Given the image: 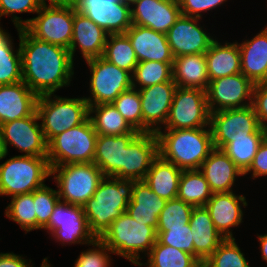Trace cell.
Returning <instances> with one entry per match:
<instances>
[{"label":"cell","mask_w":267,"mask_h":267,"mask_svg":"<svg viewBox=\"0 0 267 267\" xmlns=\"http://www.w3.org/2000/svg\"><path fill=\"white\" fill-rule=\"evenodd\" d=\"M105 176L95 163H68L51 168L59 199L69 204L83 206L96 192Z\"/></svg>","instance_id":"obj_7"},{"label":"cell","mask_w":267,"mask_h":267,"mask_svg":"<svg viewBox=\"0 0 267 267\" xmlns=\"http://www.w3.org/2000/svg\"><path fill=\"white\" fill-rule=\"evenodd\" d=\"M241 73L254 84L267 81V26L238 42Z\"/></svg>","instance_id":"obj_26"},{"label":"cell","mask_w":267,"mask_h":267,"mask_svg":"<svg viewBox=\"0 0 267 267\" xmlns=\"http://www.w3.org/2000/svg\"><path fill=\"white\" fill-rule=\"evenodd\" d=\"M21 81L22 57L19 43H14L12 34L7 28L2 27L0 29V85H11Z\"/></svg>","instance_id":"obj_33"},{"label":"cell","mask_w":267,"mask_h":267,"mask_svg":"<svg viewBox=\"0 0 267 267\" xmlns=\"http://www.w3.org/2000/svg\"><path fill=\"white\" fill-rule=\"evenodd\" d=\"M112 104L134 130L142 133V110L138 89L132 87L122 92Z\"/></svg>","instance_id":"obj_43"},{"label":"cell","mask_w":267,"mask_h":267,"mask_svg":"<svg viewBox=\"0 0 267 267\" xmlns=\"http://www.w3.org/2000/svg\"><path fill=\"white\" fill-rule=\"evenodd\" d=\"M3 23L2 22H0V29L3 27V25H2Z\"/></svg>","instance_id":"obj_58"},{"label":"cell","mask_w":267,"mask_h":267,"mask_svg":"<svg viewBox=\"0 0 267 267\" xmlns=\"http://www.w3.org/2000/svg\"><path fill=\"white\" fill-rule=\"evenodd\" d=\"M124 34L129 38L138 62L157 61L173 63L174 57L171 53L166 34L134 24Z\"/></svg>","instance_id":"obj_24"},{"label":"cell","mask_w":267,"mask_h":267,"mask_svg":"<svg viewBox=\"0 0 267 267\" xmlns=\"http://www.w3.org/2000/svg\"><path fill=\"white\" fill-rule=\"evenodd\" d=\"M194 206L179 198L167 200L158 217L156 231H167L169 228L182 227L190 221Z\"/></svg>","instance_id":"obj_42"},{"label":"cell","mask_w":267,"mask_h":267,"mask_svg":"<svg viewBox=\"0 0 267 267\" xmlns=\"http://www.w3.org/2000/svg\"><path fill=\"white\" fill-rule=\"evenodd\" d=\"M89 118L98 135H124L138 132L128 124L112 103L89 106Z\"/></svg>","instance_id":"obj_34"},{"label":"cell","mask_w":267,"mask_h":267,"mask_svg":"<svg viewBox=\"0 0 267 267\" xmlns=\"http://www.w3.org/2000/svg\"><path fill=\"white\" fill-rule=\"evenodd\" d=\"M252 106L260 126L264 128L267 125V81L255 84Z\"/></svg>","instance_id":"obj_49"},{"label":"cell","mask_w":267,"mask_h":267,"mask_svg":"<svg viewBox=\"0 0 267 267\" xmlns=\"http://www.w3.org/2000/svg\"><path fill=\"white\" fill-rule=\"evenodd\" d=\"M44 4L49 5H73L75 6L77 0H43Z\"/></svg>","instance_id":"obj_53"},{"label":"cell","mask_w":267,"mask_h":267,"mask_svg":"<svg viewBox=\"0 0 267 267\" xmlns=\"http://www.w3.org/2000/svg\"><path fill=\"white\" fill-rule=\"evenodd\" d=\"M158 153L182 171L200 169L214 149L211 128L160 129Z\"/></svg>","instance_id":"obj_2"},{"label":"cell","mask_w":267,"mask_h":267,"mask_svg":"<svg viewBox=\"0 0 267 267\" xmlns=\"http://www.w3.org/2000/svg\"><path fill=\"white\" fill-rule=\"evenodd\" d=\"M156 233L160 244L175 247L194 256L193 230L190 229L189 223L182 227L169 228L167 231H156Z\"/></svg>","instance_id":"obj_47"},{"label":"cell","mask_w":267,"mask_h":267,"mask_svg":"<svg viewBox=\"0 0 267 267\" xmlns=\"http://www.w3.org/2000/svg\"><path fill=\"white\" fill-rule=\"evenodd\" d=\"M48 258H50V257L47 256V257L43 258L40 267H53V265L51 264V262H50V260Z\"/></svg>","instance_id":"obj_55"},{"label":"cell","mask_w":267,"mask_h":267,"mask_svg":"<svg viewBox=\"0 0 267 267\" xmlns=\"http://www.w3.org/2000/svg\"><path fill=\"white\" fill-rule=\"evenodd\" d=\"M87 247L77 255L72 267H113L114 254L100 239L97 238Z\"/></svg>","instance_id":"obj_45"},{"label":"cell","mask_w":267,"mask_h":267,"mask_svg":"<svg viewBox=\"0 0 267 267\" xmlns=\"http://www.w3.org/2000/svg\"><path fill=\"white\" fill-rule=\"evenodd\" d=\"M246 196L238 188L228 193H213L205 205L214 226L225 239H236L233 230L244 223V208H248Z\"/></svg>","instance_id":"obj_17"},{"label":"cell","mask_w":267,"mask_h":267,"mask_svg":"<svg viewBox=\"0 0 267 267\" xmlns=\"http://www.w3.org/2000/svg\"><path fill=\"white\" fill-rule=\"evenodd\" d=\"M111 252L138 266L157 241L156 229L124 212L99 238Z\"/></svg>","instance_id":"obj_4"},{"label":"cell","mask_w":267,"mask_h":267,"mask_svg":"<svg viewBox=\"0 0 267 267\" xmlns=\"http://www.w3.org/2000/svg\"><path fill=\"white\" fill-rule=\"evenodd\" d=\"M59 200L57 189L51 188L47 184L34 191L37 230L43 229L48 224L53 209Z\"/></svg>","instance_id":"obj_46"},{"label":"cell","mask_w":267,"mask_h":267,"mask_svg":"<svg viewBox=\"0 0 267 267\" xmlns=\"http://www.w3.org/2000/svg\"><path fill=\"white\" fill-rule=\"evenodd\" d=\"M167 200L155 194L144 180L134 181L126 212L137 222L157 229L158 217Z\"/></svg>","instance_id":"obj_30"},{"label":"cell","mask_w":267,"mask_h":267,"mask_svg":"<svg viewBox=\"0 0 267 267\" xmlns=\"http://www.w3.org/2000/svg\"><path fill=\"white\" fill-rule=\"evenodd\" d=\"M228 0H180L179 5L182 15L205 19L207 14L219 11V7L228 5ZM215 10V11H213ZM210 12V13H209ZM206 13V14H205ZM205 15V16H204Z\"/></svg>","instance_id":"obj_48"},{"label":"cell","mask_w":267,"mask_h":267,"mask_svg":"<svg viewBox=\"0 0 267 267\" xmlns=\"http://www.w3.org/2000/svg\"><path fill=\"white\" fill-rule=\"evenodd\" d=\"M139 134L98 135L96 139L95 163L104 176L116 177L125 167V148Z\"/></svg>","instance_id":"obj_25"},{"label":"cell","mask_w":267,"mask_h":267,"mask_svg":"<svg viewBox=\"0 0 267 267\" xmlns=\"http://www.w3.org/2000/svg\"><path fill=\"white\" fill-rule=\"evenodd\" d=\"M212 194L207 180L199 169L182 171L177 198L198 207L205 206Z\"/></svg>","instance_id":"obj_36"},{"label":"cell","mask_w":267,"mask_h":267,"mask_svg":"<svg viewBox=\"0 0 267 267\" xmlns=\"http://www.w3.org/2000/svg\"><path fill=\"white\" fill-rule=\"evenodd\" d=\"M147 258V259H146ZM146 261V262H145ZM202 267L193 255L175 247L155 242L145 259L137 267Z\"/></svg>","instance_id":"obj_35"},{"label":"cell","mask_w":267,"mask_h":267,"mask_svg":"<svg viewBox=\"0 0 267 267\" xmlns=\"http://www.w3.org/2000/svg\"><path fill=\"white\" fill-rule=\"evenodd\" d=\"M217 37L205 53L209 82L214 79L241 73L240 50L237 40ZM223 40V41H222Z\"/></svg>","instance_id":"obj_29"},{"label":"cell","mask_w":267,"mask_h":267,"mask_svg":"<svg viewBox=\"0 0 267 267\" xmlns=\"http://www.w3.org/2000/svg\"><path fill=\"white\" fill-rule=\"evenodd\" d=\"M237 239H224L217 249L203 262L202 267H252Z\"/></svg>","instance_id":"obj_40"},{"label":"cell","mask_w":267,"mask_h":267,"mask_svg":"<svg viewBox=\"0 0 267 267\" xmlns=\"http://www.w3.org/2000/svg\"><path fill=\"white\" fill-rule=\"evenodd\" d=\"M107 37L108 33L102 27L77 11L74 6L73 35L69 47L74 61L79 57L77 54H80L81 61L102 57Z\"/></svg>","instance_id":"obj_20"},{"label":"cell","mask_w":267,"mask_h":267,"mask_svg":"<svg viewBox=\"0 0 267 267\" xmlns=\"http://www.w3.org/2000/svg\"><path fill=\"white\" fill-rule=\"evenodd\" d=\"M38 97L23 81L0 85V125L32 115Z\"/></svg>","instance_id":"obj_27"},{"label":"cell","mask_w":267,"mask_h":267,"mask_svg":"<svg viewBox=\"0 0 267 267\" xmlns=\"http://www.w3.org/2000/svg\"><path fill=\"white\" fill-rule=\"evenodd\" d=\"M210 128L217 149H222L232 138L265 137L252 105L210 113Z\"/></svg>","instance_id":"obj_12"},{"label":"cell","mask_w":267,"mask_h":267,"mask_svg":"<svg viewBox=\"0 0 267 267\" xmlns=\"http://www.w3.org/2000/svg\"><path fill=\"white\" fill-rule=\"evenodd\" d=\"M7 153L10 147L19 155L47 157V145L37 112L0 125Z\"/></svg>","instance_id":"obj_15"},{"label":"cell","mask_w":267,"mask_h":267,"mask_svg":"<svg viewBox=\"0 0 267 267\" xmlns=\"http://www.w3.org/2000/svg\"><path fill=\"white\" fill-rule=\"evenodd\" d=\"M189 226L193 230L194 256L203 264L225 238L217 231L205 206L193 208Z\"/></svg>","instance_id":"obj_28"},{"label":"cell","mask_w":267,"mask_h":267,"mask_svg":"<svg viewBox=\"0 0 267 267\" xmlns=\"http://www.w3.org/2000/svg\"><path fill=\"white\" fill-rule=\"evenodd\" d=\"M172 79L177 87L198 88L206 91L209 78L205 53L174 58Z\"/></svg>","instance_id":"obj_31"},{"label":"cell","mask_w":267,"mask_h":267,"mask_svg":"<svg viewBox=\"0 0 267 267\" xmlns=\"http://www.w3.org/2000/svg\"><path fill=\"white\" fill-rule=\"evenodd\" d=\"M134 181L105 176L93 197L83 205L89 229L96 238L99 239L111 223L126 212Z\"/></svg>","instance_id":"obj_3"},{"label":"cell","mask_w":267,"mask_h":267,"mask_svg":"<svg viewBox=\"0 0 267 267\" xmlns=\"http://www.w3.org/2000/svg\"><path fill=\"white\" fill-rule=\"evenodd\" d=\"M210 126L206 91L177 87L162 129H192Z\"/></svg>","instance_id":"obj_13"},{"label":"cell","mask_w":267,"mask_h":267,"mask_svg":"<svg viewBox=\"0 0 267 267\" xmlns=\"http://www.w3.org/2000/svg\"><path fill=\"white\" fill-rule=\"evenodd\" d=\"M203 20L181 14L169 29L166 37L174 58L182 55L202 54L209 50L217 36L213 34L215 31L209 32L210 28L208 29L209 26L204 24Z\"/></svg>","instance_id":"obj_14"},{"label":"cell","mask_w":267,"mask_h":267,"mask_svg":"<svg viewBox=\"0 0 267 267\" xmlns=\"http://www.w3.org/2000/svg\"><path fill=\"white\" fill-rule=\"evenodd\" d=\"M73 23V5L43 4L34 17L26 18L25 29L39 40L69 49Z\"/></svg>","instance_id":"obj_11"},{"label":"cell","mask_w":267,"mask_h":267,"mask_svg":"<svg viewBox=\"0 0 267 267\" xmlns=\"http://www.w3.org/2000/svg\"><path fill=\"white\" fill-rule=\"evenodd\" d=\"M123 1L131 5L134 1H137V0H123Z\"/></svg>","instance_id":"obj_56"},{"label":"cell","mask_w":267,"mask_h":267,"mask_svg":"<svg viewBox=\"0 0 267 267\" xmlns=\"http://www.w3.org/2000/svg\"><path fill=\"white\" fill-rule=\"evenodd\" d=\"M4 215L8 220L18 224L24 235L37 231V218L34 204V191L28 194H18L9 198Z\"/></svg>","instance_id":"obj_37"},{"label":"cell","mask_w":267,"mask_h":267,"mask_svg":"<svg viewBox=\"0 0 267 267\" xmlns=\"http://www.w3.org/2000/svg\"><path fill=\"white\" fill-rule=\"evenodd\" d=\"M0 162V197L32 193L51 179L47 157L13 155Z\"/></svg>","instance_id":"obj_5"},{"label":"cell","mask_w":267,"mask_h":267,"mask_svg":"<svg viewBox=\"0 0 267 267\" xmlns=\"http://www.w3.org/2000/svg\"><path fill=\"white\" fill-rule=\"evenodd\" d=\"M257 241L259 242V253L261 254L260 258L262 260V262H265L266 263V267H267V233L265 234H258L257 233Z\"/></svg>","instance_id":"obj_52"},{"label":"cell","mask_w":267,"mask_h":267,"mask_svg":"<svg viewBox=\"0 0 267 267\" xmlns=\"http://www.w3.org/2000/svg\"><path fill=\"white\" fill-rule=\"evenodd\" d=\"M265 137L232 138L223 150L236 166L245 173L251 166L260 144Z\"/></svg>","instance_id":"obj_41"},{"label":"cell","mask_w":267,"mask_h":267,"mask_svg":"<svg viewBox=\"0 0 267 267\" xmlns=\"http://www.w3.org/2000/svg\"><path fill=\"white\" fill-rule=\"evenodd\" d=\"M176 89L174 81L138 89L142 110V133H157L165 126Z\"/></svg>","instance_id":"obj_19"},{"label":"cell","mask_w":267,"mask_h":267,"mask_svg":"<svg viewBox=\"0 0 267 267\" xmlns=\"http://www.w3.org/2000/svg\"><path fill=\"white\" fill-rule=\"evenodd\" d=\"M182 170L158 155L143 179L150 189L166 200L177 197Z\"/></svg>","instance_id":"obj_32"},{"label":"cell","mask_w":267,"mask_h":267,"mask_svg":"<svg viewBox=\"0 0 267 267\" xmlns=\"http://www.w3.org/2000/svg\"><path fill=\"white\" fill-rule=\"evenodd\" d=\"M102 57L131 74L138 64L136 53L125 34H108Z\"/></svg>","instance_id":"obj_38"},{"label":"cell","mask_w":267,"mask_h":267,"mask_svg":"<svg viewBox=\"0 0 267 267\" xmlns=\"http://www.w3.org/2000/svg\"><path fill=\"white\" fill-rule=\"evenodd\" d=\"M130 6L132 24L164 34L182 14L179 2L174 0H137Z\"/></svg>","instance_id":"obj_21"},{"label":"cell","mask_w":267,"mask_h":267,"mask_svg":"<svg viewBox=\"0 0 267 267\" xmlns=\"http://www.w3.org/2000/svg\"><path fill=\"white\" fill-rule=\"evenodd\" d=\"M90 75L87 92L83 95L89 106L110 104L122 92L133 87L132 74L108 62L103 57L83 61Z\"/></svg>","instance_id":"obj_9"},{"label":"cell","mask_w":267,"mask_h":267,"mask_svg":"<svg viewBox=\"0 0 267 267\" xmlns=\"http://www.w3.org/2000/svg\"><path fill=\"white\" fill-rule=\"evenodd\" d=\"M207 180L212 193L235 191L244 173L221 149L214 148L199 169ZM239 179V180H238ZM238 184H237V183Z\"/></svg>","instance_id":"obj_23"},{"label":"cell","mask_w":267,"mask_h":267,"mask_svg":"<svg viewBox=\"0 0 267 267\" xmlns=\"http://www.w3.org/2000/svg\"><path fill=\"white\" fill-rule=\"evenodd\" d=\"M7 154L8 153L5 147V143L3 140V135H2L1 127H0V162L8 156Z\"/></svg>","instance_id":"obj_54"},{"label":"cell","mask_w":267,"mask_h":267,"mask_svg":"<svg viewBox=\"0 0 267 267\" xmlns=\"http://www.w3.org/2000/svg\"><path fill=\"white\" fill-rule=\"evenodd\" d=\"M158 155L156 133H139L125 148V167L115 178L143 180Z\"/></svg>","instance_id":"obj_22"},{"label":"cell","mask_w":267,"mask_h":267,"mask_svg":"<svg viewBox=\"0 0 267 267\" xmlns=\"http://www.w3.org/2000/svg\"><path fill=\"white\" fill-rule=\"evenodd\" d=\"M167 81H173L172 63L157 61L138 62L132 74V85L136 89H142Z\"/></svg>","instance_id":"obj_39"},{"label":"cell","mask_w":267,"mask_h":267,"mask_svg":"<svg viewBox=\"0 0 267 267\" xmlns=\"http://www.w3.org/2000/svg\"><path fill=\"white\" fill-rule=\"evenodd\" d=\"M264 132H265V140L267 141V125L264 127Z\"/></svg>","instance_id":"obj_57"},{"label":"cell","mask_w":267,"mask_h":267,"mask_svg":"<svg viewBox=\"0 0 267 267\" xmlns=\"http://www.w3.org/2000/svg\"><path fill=\"white\" fill-rule=\"evenodd\" d=\"M22 57V81L38 96L73 86L75 63L69 49L17 29Z\"/></svg>","instance_id":"obj_1"},{"label":"cell","mask_w":267,"mask_h":267,"mask_svg":"<svg viewBox=\"0 0 267 267\" xmlns=\"http://www.w3.org/2000/svg\"><path fill=\"white\" fill-rule=\"evenodd\" d=\"M43 4V0H0V22L4 16L10 17L9 21H12L16 30L24 29L26 19H23V15L20 16V14L32 13L34 15Z\"/></svg>","instance_id":"obj_44"},{"label":"cell","mask_w":267,"mask_h":267,"mask_svg":"<svg viewBox=\"0 0 267 267\" xmlns=\"http://www.w3.org/2000/svg\"><path fill=\"white\" fill-rule=\"evenodd\" d=\"M57 245L88 246L97 238L90 231L83 206L69 204L61 200L53 209L48 224L43 228Z\"/></svg>","instance_id":"obj_10"},{"label":"cell","mask_w":267,"mask_h":267,"mask_svg":"<svg viewBox=\"0 0 267 267\" xmlns=\"http://www.w3.org/2000/svg\"><path fill=\"white\" fill-rule=\"evenodd\" d=\"M36 112L48 143L56 135L84 123L89 118V104L82 95L45 94L38 97Z\"/></svg>","instance_id":"obj_6"},{"label":"cell","mask_w":267,"mask_h":267,"mask_svg":"<svg viewBox=\"0 0 267 267\" xmlns=\"http://www.w3.org/2000/svg\"><path fill=\"white\" fill-rule=\"evenodd\" d=\"M27 258V259H26ZM32 259L14 251L0 252V267H35Z\"/></svg>","instance_id":"obj_51"},{"label":"cell","mask_w":267,"mask_h":267,"mask_svg":"<svg viewBox=\"0 0 267 267\" xmlns=\"http://www.w3.org/2000/svg\"><path fill=\"white\" fill-rule=\"evenodd\" d=\"M254 86L242 73L210 81L206 89L210 113L252 105Z\"/></svg>","instance_id":"obj_16"},{"label":"cell","mask_w":267,"mask_h":267,"mask_svg":"<svg viewBox=\"0 0 267 267\" xmlns=\"http://www.w3.org/2000/svg\"><path fill=\"white\" fill-rule=\"evenodd\" d=\"M75 7L108 34H124L132 25L131 6L123 0H77Z\"/></svg>","instance_id":"obj_18"},{"label":"cell","mask_w":267,"mask_h":267,"mask_svg":"<svg viewBox=\"0 0 267 267\" xmlns=\"http://www.w3.org/2000/svg\"><path fill=\"white\" fill-rule=\"evenodd\" d=\"M97 136L88 118L84 123L53 137L47 145L50 168L68 163H93Z\"/></svg>","instance_id":"obj_8"},{"label":"cell","mask_w":267,"mask_h":267,"mask_svg":"<svg viewBox=\"0 0 267 267\" xmlns=\"http://www.w3.org/2000/svg\"><path fill=\"white\" fill-rule=\"evenodd\" d=\"M245 177L248 180L250 178L251 181H256V179L261 181V177H267V141L265 139L260 144L251 166L244 173V178Z\"/></svg>","instance_id":"obj_50"}]
</instances>
